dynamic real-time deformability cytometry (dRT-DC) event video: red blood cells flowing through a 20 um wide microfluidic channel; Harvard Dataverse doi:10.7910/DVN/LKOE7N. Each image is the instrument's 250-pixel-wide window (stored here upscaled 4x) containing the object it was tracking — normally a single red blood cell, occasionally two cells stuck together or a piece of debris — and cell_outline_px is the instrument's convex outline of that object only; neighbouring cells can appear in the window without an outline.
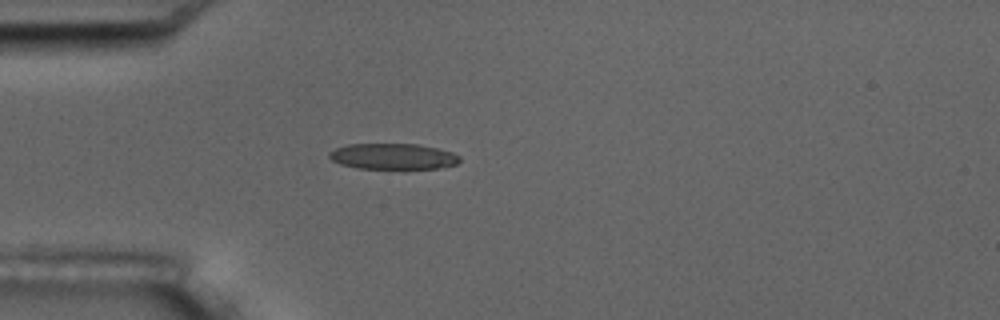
{"species": "common noctule bat (a hibernating species)", "species_latin": "Nyctalus noctula", "temperature_condition": "room temperature", "stored_images_in_passage": 3, "camera_frame_rate_fps": 3000, "um_per_image_px": 0.085, "animal": {"sex": "male", "body_mass_g": 17.5, "forearm_length_mm": 52.3}, "frame": {"image": 1, "passage_image": 3, "time_ms": 3.0, "image_size_px": [1000, 320], "cell_outline_px": [[460, 160], [456, 164], [436, 168], [356, 168], [340, 164], [332, 160], [328, 156], [328, 152], [336, 148], [348, 144], [416, 144], [436, 148], [452, 152], [460, 156]], "centroid_in_image_um": [33.37, 13.29], "position_along_channel_um": 51.6, "area_um2": 19.48}}